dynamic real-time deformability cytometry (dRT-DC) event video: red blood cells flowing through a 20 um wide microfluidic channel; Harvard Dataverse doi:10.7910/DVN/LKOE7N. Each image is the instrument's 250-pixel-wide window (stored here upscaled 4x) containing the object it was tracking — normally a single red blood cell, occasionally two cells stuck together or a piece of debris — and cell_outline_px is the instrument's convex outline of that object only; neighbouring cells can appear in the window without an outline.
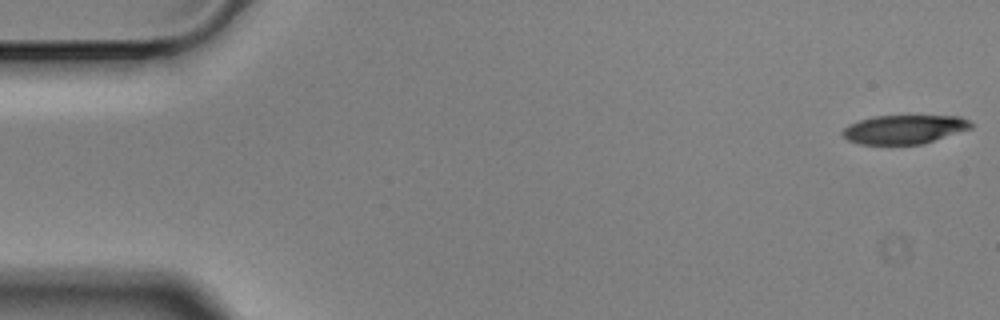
{"species": "Egyptian fruit bat (a non-hibernating species)", "species_latin": "Rousettus aegyptiacus", "temperature_condition": "cold", "stored_images_in_passage": 5, "camera_frame_rate_fps": 3000, "um_per_image_px": 0.085, "animal": {"sex": "male"}, "frame": {"image": 1, "passage_image": 1, "time_ms": 0.0, "image_size_px": [1000, 320], "cell_outline_px": [[972, 128], [924, 144], [860, 144], [848, 140], [840, 132], [848, 124], [860, 120], [876, 116], [960, 116], [968, 120], [972, 124]], "centroid_in_image_um": [76.86, 11.0], "position_along_channel_um": 8.1, "area_um2": 21.56}}
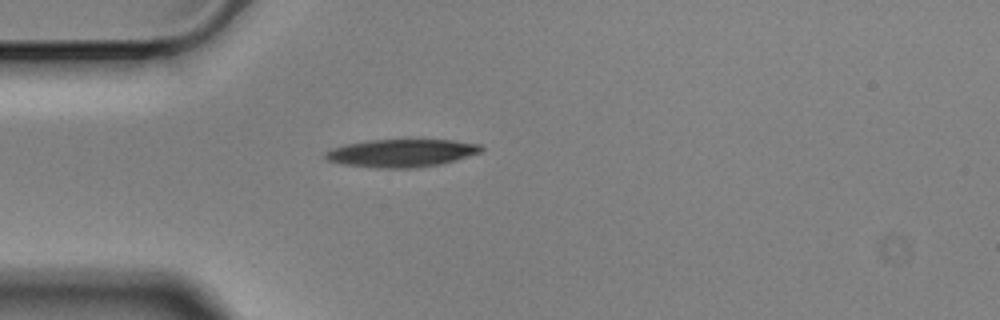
{"frame": {"image": 2, "passage_image": 5, "time_ms": 1.333, "image_size_px": [1000, 320], "cell_outline_px": [[484, 148], [480, 152], [456, 160], [440, 164], [416, 168], [376, 168], [344, 164], [328, 160], [324, 156], [324, 152], [332, 148], [344, 144], [368, 140], [452, 140], [480, 144]], "centroid_in_image_um": [34.11, 13.01], "position_along_channel_um": 50.9, "area_um2": 25.26}}